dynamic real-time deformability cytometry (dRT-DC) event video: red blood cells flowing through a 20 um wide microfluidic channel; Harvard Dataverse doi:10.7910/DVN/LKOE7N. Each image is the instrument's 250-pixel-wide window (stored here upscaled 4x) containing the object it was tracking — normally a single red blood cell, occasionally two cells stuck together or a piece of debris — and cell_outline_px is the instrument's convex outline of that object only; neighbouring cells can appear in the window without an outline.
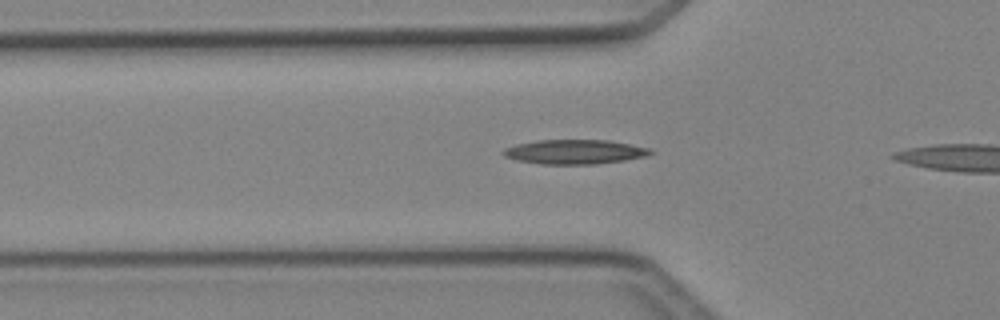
{"species": "Egyptian fruit bat (a non-hibernating species)", "species_latin": "Rousettus aegyptiacus", "temperature_condition": "cold", "stored_images_in_passage": 30, "camera_frame_rate_fps": 3000, "um_per_image_px": 0.085, "animal": {"sex": "female"}, "frame": {"image": 1, "passage_image": 7, "time_ms": 2.0, "image_size_px": [1000, 320], "cell_outline_px": [[656, 152], [644, 156], [624, 160], [596, 164], [540, 164], [516, 160], [504, 156], [500, 152], [504, 148], [516, 144], [536, 140], [608, 140], [648, 148]], "centroid_in_image_um": [48.78, 12.9], "position_along_channel_um": 77.0, "area_um2": 20.92}}
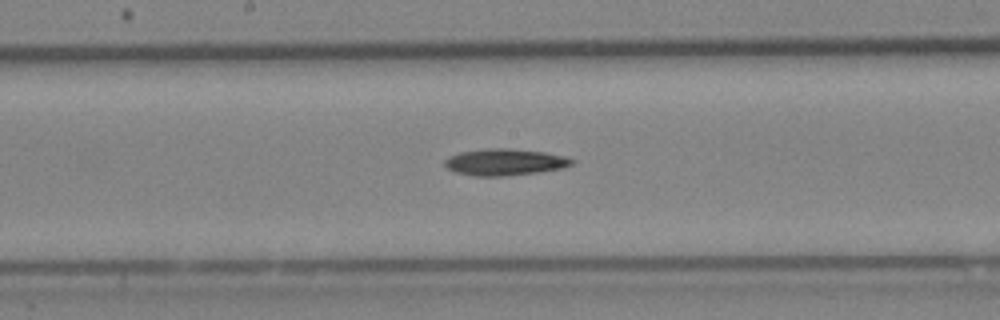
{"frame": {"image": 2, "passage_image": 16, "time_ms": 5.0, "image_size_px": [1000, 320], "cell_outline_px": [[576, 160], [572, 164], [564, 168], [536, 172], [500, 176], [472, 176], [456, 172], [448, 168], [444, 164], [444, 160], [448, 156], [460, 152], [492, 148], [508, 148], [544, 152], [564, 156]], "centroid_in_image_um": [42.9, 13.77], "position_along_channel_um": 205.3, "area_um2": 19.59}}
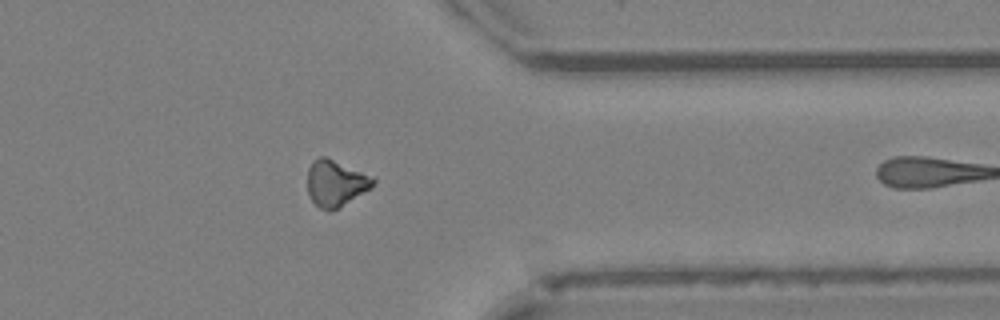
{"frame": {"image": 3, "passage_image": 29, "time_ms": 9.333, "image_size_px": [1000, 320], "cell_outline_px": [[376, 180], [372, 188], [340, 208], [328, 212], [320, 208], [308, 196], [308, 168], [312, 160], [320, 156], [324, 156], [376, 176]], "centroid_in_image_um": [28.57, 15.58], "position_along_channel_um": 382.8, "area_um2": 18.21}}